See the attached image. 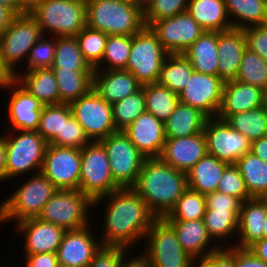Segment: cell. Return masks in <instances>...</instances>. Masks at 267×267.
Instances as JSON below:
<instances>
[{"instance_id":"59","label":"cell","mask_w":267,"mask_h":267,"mask_svg":"<svg viewBox=\"0 0 267 267\" xmlns=\"http://www.w3.org/2000/svg\"><path fill=\"white\" fill-rule=\"evenodd\" d=\"M16 15L6 6L0 4V35L10 25Z\"/></svg>"},{"instance_id":"63","label":"cell","mask_w":267,"mask_h":267,"mask_svg":"<svg viewBox=\"0 0 267 267\" xmlns=\"http://www.w3.org/2000/svg\"><path fill=\"white\" fill-rule=\"evenodd\" d=\"M14 79V75L5 67L2 61L1 48H0V87Z\"/></svg>"},{"instance_id":"32","label":"cell","mask_w":267,"mask_h":267,"mask_svg":"<svg viewBox=\"0 0 267 267\" xmlns=\"http://www.w3.org/2000/svg\"><path fill=\"white\" fill-rule=\"evenodd\" d=\"M217 32L205 31L184 53L194 71L218 75Z\"/></svg>"},{"instance_id":"17","label":"cell","mask_w":267,"mask_h":267,"mask_svg":"<svg viewBox=\"0 0 267 267\" xmlns=\"http://www.w3.org/2000/svg\"><path fill=\"white\" fill-rule=\"evenodd\" d=\"M224 81L218 75L193 71L187 85L178 94L179 101L200 109L209 118L217 117Z\"/></svg>"},{"instance_id":"61","label":"cell","mask_w":267,"mask_h":267,"mask_svg":"<svg viewBox=\"0 0 267 267\" xmlns=\"http://www.w3.org/2000/svg\"><path fill=\"white\" fill-rule=\"evenodd\" d=\"M5 165H6V144L5 137H0V181H5Z\"/></svg>"},{"instance_id":"2","label":"cell","mask_w":267,"mask_h":267,"mask_svg":"<svg viewBox=\"0 0 267 267\" xmlns=\"http://www.w3.org/2000/svg\"><path fill=\"white\" fill-rule=\"evenodd\" d=\"M187 188V173L176 170L160 158L144 160L132 187L156 218L167 216Z\"/></svg>"},{"instance_id":"53","label":"cell","mask_w":267,"mask_h":267,"mask_svg":"<svg viewBox=\"0 0 267 267\" xmlns=\"http://www.w3.org/2000/svg\"><path fill=\"white\" fill-rule=\"evenodd\" d=\"M206 209L221 211H240L242 201L239 198L215 191L205 195Z\"/></svg>"},{"instance_id":"11","label":"cell","mask_w":267,"mask_h":267,"mask_svg":"<svg viewBox=\"0 0 267 267\" xmlns=\"http://www.w3.org/2000/svg\"><path fill=\"white\" fill-rule=\"evenodd\" d=\"M43 36L37 21L29 14L16 15L0 35L2 61L15 76L20 63L25 62L32 46Z\"/></svg>"},{"instance_id":"44","label":"cell","mask_w":267,"mask_h":267,"mask_svg":"<svg viewBox=\"0 0 267 267\" xmlns=\"http://www.w3.org/2000/svg\"><path fill=\"white\" fill-rule=\"evenodd\" d=\"M145 111V96L141 87L137 92L112 105L116 130L123 131Z\"/></svg>"},{"instance_id":"14","label":"cell","mask_w":267,"mask_h":267,"mask_svg":"<svg viewBox=\"0 0 267 267\" xmlns=\"http://www.w3.org/2000/svg\"><path fill=\"white\" fill-rule=\"evenodd\" d=\"M203 132L207 153L228 164H235L251 151L252 142L218 117L208 118Z\"/></svg>"},{"instance_id":"24","label":"cell","mask_w":267,"mask_h":267,"mask_svg":"<svg viewBox=\"0 0 267 267\" xmlns=\"http://www.w3.org/2000/svg\"><path fill=\"white\" fill-rule=\"evenodd\" d=\"M141 87L137 78L125 69L94 70L93 89L111 105L137 92Z\"/></svg>"},{"instance_id":"65","label":"cell","mask_w":267,"mask_h":267,"mask_svg":"<svg viewBox=\"0 0 267 267\" xmlns=\"http://www.w3.org/2000/svg\"><path fill=\"white\" fill-rule=\"evenodd\" d=\"M266 112H267V89L263 90V106H262Z\"/></svg>"},{"instance_id":"42","label":"cell","mask_w":267,"mask_h":267,"mask_svg":"<svg viewBox=\"0 0 267 267\" xmlns=\"http://www.w3.org/2000/svg\"><path fill=\"white\" fill-rule=\"evenodd\" d=\"M131 43L132 36H108L101 63L94 70L126 69V65L130 56ZM104 64L105 66H103Z\"/></svg>"},{"instance_id":"8","label":"cell","mask_w":267,"mask_h":267,"mask_svg":"<svg viewBox=\"0 0 267 267\" xmlns=\"http://www.w3.org/2000/svg\"><path fill=\"white\" fill-rule=\"evenodd\" d=\"M118 189L106 149L100 141H90L81 149L79 190L94 201Z\"/></svg>"},{"instance_id":"21","label":"cell","mask_w":267,"mask_h":267,"mask_svg":"<svg viewBox=\"0 0 267 267\" xmlns=\"http://www.w3.org/2000/svg\"><path fill=\"white\" fill-rule=\"evenodd\" d=\"M24 238V255L38 253H56L65 229L50 222L30 218L16 223L14 226ZM24 234V235H23Z\"/></svg>"},{"instance_id":"69","label":"cell","mask_w":267,"mask_h":267,"mask_svg":"<svg viewBox=\"0 0 267 267\" xmlns=\"http://www.w3.org/2000/svg\"><path fill=\"white\" fill-rule=\"evenodd\" d=\"M3 264V266L2 267H7L8 265H6L5 263H2ZM10 267V266H9Z\"/></svg>"},{"instance_id":"43","label":"cell","mask_w":267,"mask_h":267,"mask_svg":"<svg viewBox=\"0 0 267 267\" xmlns=\"http://www.w3.org/2000/svg\"><path fill=\"white\" fill-rule=\"evenodd\" d=\"M72 115L71 107L67 103L43 105L37 132L49 144L61 134L64 120H68Z\"/></svg>"},{"instance_id":"19","label":"cell","mask_w":267,"mask_h":267,"mask_svg":"<svg viewBox=\"0 0 267 267\" xmlns=\"http://www.w3.org/2000/svg\"><path fill=\"white\" fill-rule=\"evenodd\" d=\"M90 225L66 230L56 251L59 264L72 267H88L102 244L93 236Z\"/></svg>"},{"instance_id":"25","label":"cell","mask_w":267,"mask_h":267,"mask_svg":"<svg viewBox=\"0 0 267 267\" xmlns=\"http://www.w3.org/2000/svg\"><path fill=\"white\" fill-rule=\"evenodd\" d=\"M267 215V198H251L242 202L238 218V242L234 246L248 249L263 238V225Z\"/></svg>"},{"instance_id":"7","label":"cell","mask_w":267,"mask_h":267,"mask_svg":"<svg viewBox=\"0 0 267 267\" xmlns=\"http://www.w3.org/2000/svg\"><path fill=\"white\" fill-rule=\"evenodd\" d=\"M145 241L141 255L149 267H195L196 261L183 250L176 232L164 218L153 221Z\"/></svg>"},{"instance_id":"56","label":"cell","mask_w":267,"mask_h":267,"mask_svg":"<svg viewBox=\"0 0 267 267\" xmlns=\"http://www.w3.org/2000/svg\"><path fill=\"white\" fill-rule=\"evenodd\" d=\"M25 267H58L56 253H38L24 255Z\"/></svg>"},{"instance_id":"33","label":"cell","mask_w":267,"mask_h":267,"mask_svg":"<svg viewBox=\"0 0 267 267\" xmlns=\"http://www.w3.org/2000/svg\"><path fill=\"white\" fill-rule=\"evenodd\" d=\"M224 3L232 28L267 23V0H224Z\"/></svg>"},{"instance_id":"4","label":"cell","mask_w":267,"mask_h":267,"mask_svg":"<svg viewBox=\"0 0 267 267\" xmlns=\"http://www.w3.org/2000/svg\"><path fill=\"white\" fill-rule=\"evenodd\" d=\"M0 204V223L37 218L45 203L58 191L41 172L31 175Z\"/></svg>"},{"instance_id":"3","label":"cell","mask_w":267,"mask_h":267,"mask_svg":"<svg viewBox=\"0 0 267 267\" xmlns=\"http://www.w3.org/2000/svg\"><path fill=\"white\" fill-rule=\"evenodd\" d=\"M86 26L108 36H133L145 27L143 6L127 0H86Z\"/></svg>"},{"instance_id":"5","label":"cell","mask_w":267,"mask_h":267,"mask_svg":"<svg viewBox=\"0 0 267 267\" xmlns=\"http://www.w3.org/2000/svg\"><path fill=\"white\" fill-rule=\"evenodd\" d=\"M29 14L44 36H76L86 26V0H43Z\"/></svg>"},{"instance_id":"40","label":"cell","mask_w":267,"mask_h":267,"mask_svg":"<svg viewBox=\"0 0 267 267\" xmlns=\"http://www.w3.org/2000/svg\"><path fill=\"white\" fill-rule=\"evenodd\" d=\"M240 211H221L206 209L203 217L204 225L211 239L223 241L237 235Z\"/></svg>"},{"instance_id":"23","label":"cell","mask_w":267,"mask_h":267,"mask_svg":"<svg viewBox=\"0 0 267 267\" xmlns=\"http://www.w3.org/2000/svg\"><path fill=\"white\" fill-rule=\"evenodd\" d=\"M263 106V89L232 79L224 82L222 101L217 117L226 120L230 115Z\"/></svg>"},{"instance_id":"38","label":"cell","mask_w":267,"mask_h":267,"mask_svg":"<svg viewBox=\"0 0 267 267\" xmlns=\"http://www.w3.org/2000/svg\"><path fill=\"white\" fill-rule=\"evenodd\" d=\"M193 71L191 63L183 54H169L162 64L157 83L179 94L187 85Z\"/></svg>"},{"instance_id":"47","label":"cell","mask_w":267,"mask_h":267,"mask_svg":"<svg viewBox=\"0 0 267 267\" xmlns=\"http://www.w3.org/2000/svg\"><path fill=\"white\" fill-rule=\"evenodd\" d=\"M189 0H146L143 5L145 27L152 22L183 13Z\"/></svg>"},{"instance_id":"48","label":"cell","mask_w":267,"mask_h":267,"mask_svg":"<svg viewBox=\"0 0 267 267\" xmlns=\"http://www.w3.org/2000/svg\"><path fill=\"white\" fill-rule=\"evenodd\" d=\"M47 38V39H46ZM44 37V35L32 46L29 51L26 69L31 71L38 68L52 67L55 55L56 37ZM28 63V64H27Z\"/></svg>"},{"instance_id":"55","label":"cell","mask_w":267,"mask_h":267,"mask_svg":"<svg viewBox=\"0 0 267 267\" xmlns=\"http://www.w3.org/2000/svg\"><path fill=\"white\" fill-rule=\"evenodd\" d=\"M234 267H267V264L257 258L249 249L233 246Z\"/></svg>"},{"instance_id":"45","label":"cell","mask_w":267,"mask_h":267,"mask_svg":"<svg viewBox=\"0 0 267 267\" xmlns=\"http://www.w3.org/2000/svg\"><path fill=\"white\" fill-rule=\"evenodd\" d=\"M236 80L267 89V61L246 48L243 53Z\"/></svg>"},{"instance_id":"57","label":"cell","mask_w":267,"mask_h":267,"mask_svg":"<svg viewBox=\"0 0 267 267\" xmlns=\"http://www.w3.org/2000/svg\"><path fill=\"white\" fill-rule=\"evenodd\" d=\"M251 151L261 160L267 162V135L252 141Z\"/></svg>"},{"instance_id":"31","label":"cell","mask_w":267,"mask_h":267,"mask_svg":"<svg viewBox=\"0 0 267 267\" xmlns=\"http://www.w3.org/2000/svg\"><path fill=\"white\" fill-rule=\"evenodd\" d=\"M228 165L207 153L187 172L188 188L204 195L217 191L220 178Z\"/></svg>"},{"instance_id":"1","label":"cell","mask_w":267,"mask_h":267,"mask_svg":"<svg viewBox=\"0 0 267 267\" xmlns=\"http://www.w3.org/2000/svg\"><path fill=\"white\" fill-rule=\"evenodd\" d=\"M103 202H106V211L102 215L103 236L99 239L102 246L125 247L129 250L130 246L144 241L156 217L132 188H120L102 196L93 201V206H100L99 203Z\"/></svg>"},{"instance_id":"52","label":"cell","mask_w":267,"mask_h":267,"mask_svg":"<svg viewBox=\"0 0 267 267\" xmlns=\"http://www.w3.org/2000/svg\"><path fill=\"white\" fill-rule=\"evenodd\" d=\"M125 247L102 246L94 255L88 267H119V264L127 255Z\"/></svg>"},{"instance_id":"9","label":"cell","mask_w":267,"mask_h":267,"mask_svg":"<svg viewBox=\"0 0 267 267\" xmlns=\"http://www.w3.org/2000/svg\"><path fill=\"white\" fill-rule=\"evenodd\" d=\"M169 53L149 27L132 36L130 56L126 65L143 86L157 83L162 64Z\"/></svg>"},{"instance_id":"54","label":"cell","mask_w":267,"mask_h":267,"mask_svg":"<svg viewBox=\"0 0 267 267\" xmlns=\"http://www.w3.org/2000/svg\"><path fill=\"white\" fill-rule=\"evenodd\" d=\"M195 267H234L233 246L224 247L223 245L216 252L197 260Z\"/></svg>"},{"instance_id":"51","label":"cell","mask_w":267,"mask_h":267,"mask_svg":"<svg viewBox=\"0 0 267 267\" xmlns=\"http://www.w3.org/2000/svg\"><path fill=\"white\" fill-rule=\"evenodd\" d=\"M243 31L247 48L267 61V23L249 26Z\"/></svg>"},{"instance_id":"58","label":"cell","mask_w":267,"mask_h":267,"mask_svg":"<svg viewBox=\"0 0 267 267\" xmlns=\"http://www.w3.org/2000/svg\"><path fill=\"white\" fill-rule=\"evenodd\" d=\"M257 258L267 264V238L256 241L248 248Z\"/></svg>"},{"instance_id":"37","label":"cell","mask_w":267,"mask_h":267,"mask_svg":"<svg viewBox=\"0 0 267 267\" xmlns=\"http://www.w3.org/2000/svg\"><path fill=\"white\" fill-rule=\"evenodd\" d=\"M52 69L72 71H94L85 61L76 36L56 37V47Z\"/></svg>"},{"instance_id":"67","label":"cell","mask_w":267,"mask_h":267,"mask_svg":"<svg viewBox=\"0 0 267 267\" xmlns=\"http://www.w3.org/2000/svg\"><path fill=\"white\" fill-rule=\"evenodd\" d=\"M127 1H130V2H132V3H135V4H140V5H144V0H127Z\"/></svg>"},{"instance_id":"27","label":"cell","mask_w":267,"mask_h":267,"mask_svg":"<svg viewBox=\"0 0 267 267\" xmlns=\"http://www.w3.org/2000/svg\"><path fill=\"white\" fill-rule=\"evenodd\" d=\"M177 234L183 250L195 261L203 259L208 254L216 252L222 246L215 245L209 236L202 220L167 221ZM212 242V243H211ZM214 242V246H213ZM212 244V245H210ZM210 247L208 248V246Z\"/></svg>"},{"instance_id":"64","label":"cell","mask_w":267,"mask_h":267,"mask_svg":"<svg viewBox=\"0 0 267 267\" xmlns=\"http://www.w3.org/2000/svg\"><path fill=\"white\" fill-rule=\"evenodd\" d=\"M0 4L9 8L15 15H19L18 0H0Z\"/></svg>"},{"instance_id":"68","label":"cell","mask_w":267,"mask_h":267,"mask_svg":"<svg viewBox=\"0 0 267 267\" xmlns=\"http://www.w3.org/2000/svg\"><path fill=\"white\" fill-rule=\"evenodd\" d=\"M58 267H72V266H67V265L58 264Z\"/></svg>"},{"instance_id":"36","label":"cell","mask_w":267,"mask_h":267,"mask_svg":"<svg viewBox=\"0 0 267 267\" xmlns=\"http://www.w3.org/2000/svg\"><path fill=\"white\" fill-rule=\"evenodd\" d=\"M145 96V110L163 123L174 112L179 104L178 93L158 83L142 86Z\"/></svg>"},{"instance_id":"62","label":"cell","mask_w":267,"mask_h":267,"mask_svg":"<svg viewBox=\"0 0 267 267\" xmlns=\"http://www.w3.org/2000/svg\"><path fill=\"white\" fill-rule=\"evenodd\" d=\"M43 0H18L19 2V15L30 13L37 5Z\"/></svg>"},{"instance_id":"60","label":"cell","mask_w":267,"mask_h":267,"mask_svg":"<svg viewBox=\"0 0 267 267\" xmlns=\"http://www.w3.org/2000/svg\"><path fill=\"white\" fill-rule=\"evenodd\" d=\"M119 267H149V264L148 261L139 254L138 256L134 255L133 259L125 257L119 264Z\"/></svg>"},{"instance_id":"35","label":"cell","mask_w":267,"mask_h":267,"mask_svg":"<svg viewBox=\"0 0 267 267\" xmlns=\"http://www.w3.org/2000/svg\"><path fill=\"white\" fill-rule=\"evenodd\" d=\"M60 103L70 104L72 101L84 96L93 88L94 71H72L63 69H53Z\"/></svg>"},{"instance_id":"34","label":"cell","mask_w":267,"mask_h":267,"mask_svg":"<svg viewBox=\"0 0 267 267\" xmlns=\"http://www.w3.org/2000/svg\"><path fill=\"white\" fill-rule=\"evenodd\" d=\"M235 166L245 181L250 197L267 198V162L250 151L240 158Z\"/></svg>"},{"instance_id":"13","label":"cell","mask_w":267,"mask_h":267,"mask_svg":"<svg viewBox=\"0 0 267 267\" xmlns=\"http://www.w3.org/2000/svg\"><path fill=\"white\" fill-rule=\"evenodd\" d=\"M69 105L90 141H100L117 132L112 105L103 100L93 88Z\"/></svg>"},{"instance_id":"22","label":"cell","mask_w":267,"mask_h":267,"mask_svg":"<svg viewBox=\"0 0 267 267\" xmlns=\"http://www.w3.org/2000/svg\"><path fill=\"white\" fill-rule=\"evenodd\" d=\"M207 154V142L204 132L189 137L166 138L160 159L187 173Z\"/></svg>"},{"instance_id":"28","label":"cell","mask_w":267,"mask_h":267,"mask_svg":"<svg viewBox=\"0 0 267 267\" xmlns=\"http://www.w3.org/2000/svg\"><path fill=\"white\" fill-rule=\"evenodd\" d=\"M25 73V74H24ZM17 73L14 79L43 105L60 104V94L51 67Z\"/></svg>"},{"instance_id":"16","label":"cell","mask_w":267,"mask_h":267,"mask_svg":"<svg viewBox=\"0 0 267 267\" xmlns=\"http://www.w3.org/2000/svg\"><path fill=\"white\" fill-rule=\"evenodd\" d=\"M81 149L47 145L41 173L58 190H79Z\"/></svg>"},{"instance_id":"10","label":"cell","mask_w":267,"mask_h":267,"mask_svg":"<svg viewBox=\"0 0 267 267\" xmlns=\"http://www.w3.org/2000/svg\"><path fill=\"white\" fill-rule=\"evenodd\" d=\"M93 201L80 190H58L43 206L38 218L60 226L65 230H76L90 224L88 209Z\"/></svg>"},{"instance_id":"6","label":"cell","mask_w":267,"mask_h":267,"mask_svg":"<svg viewBox=\"0 0 267 267\" xmlns=\"http://www.w3.org/2000/svg\"><path fill=\"white\" fill-rule=\"evenodd\" d=\"M9 132L8 135H4L5 181L26 175L28 172L30 174L32 170L35 172L33 174L40 173L48 145L47 141L37 131L12 130Z\"/></svg>"},{"instance_id":"15","label":"cell","mask_w":267,"mask_h":267,"mask_svg":"<svg viewBox=\"0 0 267 267\" xmlns=\"http://www.w3.org/2000/svg\"><path fill=\"white\" fill-rule=\"evenodd\" d=\"M169 54H183L205 30L185 11L148 26Z\"/></svg>"},{"instance_id":"50","label":"cell","mask_w":267,"mask_h":267,"mask_svg":"<svg viewBox=\"0 0 267 267\" xmlns=\"http://www.w3.org/2000/svg\"><path fill=\"white\" fill-rule=\"evenodd\" d=\"M218 192L239 198L242 202L251 199L245 181L235 164H229L220 178Z\"/></svg>"},{"instance_id":"46","label":"cell","mask_w":267,"mask_h":267,"mask_svg":"<svg viewBox=\"0 0 267 267\" xmlns=\"http://www.w3.org/2000/svg\"><path fill=\"white\" fill-rule=\"evenodd\" d=\"M80 51L83 58L95 69L103 58L108 35L100 30L85 26L77 35Z\"/></svg>"},{"instance_id":"29","label":"cell","mask_w":267,"mask_h":267,"mask_svg":"<svg viewBox=\"0 0 267 267\" xmlns=\"http://www.w3.org/2000/svg\"><path fill=\"white\" fill-rule=\"evenodd\" d=\"M208 116L200 109L179 102L164 122L166 138L189 137L204 131Z\"/></svg>"},{"instance_id":"30","label":"cell","mask_w":267,"mask_h":267,"mask_svg":"<svg viewBox=\"0 0 267 267\" xmlns=\"http://www.w3.org/2000/svg\"><path fill=\"white\" fill-rule=\"evenodd\" d=\"M186 11L205 31L232 29L224 0H189Z\"/></svg>"},{"instance_id":"26","label":"cell","mask_w":267,"mask_h":267,"mask_svg":"<svg viewBox=\"0 0 267 267\" xmlns=\"http://www.w3.org/2000/svg\"><path fill=\"white\" fill-rule=\"evenodd\" d=\"M218 76L225 82L236 79L245 52L246 38L243 29L232 28L217 32Z\"/></svg>"},{"instance_id":"20","label":"cell","mask_w":267,"mask_h":267,"mask_svg":"<svg viewBox=\"0 0 267 267\" xmlns=\"http://www.w3.org/2000/svg\"><path fill=\"white\" fill-rule=\"evenodd\" d=\"M123 131L145 158L160 157L166 140L165 128L154 115L145 111Z\"/></svg>"},{"instance_id":"49","label":"cell","mask_w":267,"mask_h":267,"mask_svg":"<svg viewBox=\"0 0 267 267\" xmlns=\"http://www.w3.org/2000/svg\"><path fill=\"white\" fill-rule=\"evenodd\" d=\"M89 142L83 127L72 115L68 120H64L61 134H58L49 144L57 147L82 149Z\"/></svg>"},{"instance_id":"39","label":"cell","mask_w":267,"mask_h":267,"mask_svg":"<svg viewBox=\"0 0 267 267\" xmlns=\"http://www.w3.org/2000/svg\"><path fill=\"white\" fill-rule=\"evenodd\" d=\"M225 121L251 142L267 135V112L263 107L232 114Z\"/></svg>"},{"instance_id":"12","label":"cell","mask_w":267,"mask_h":267,"mask_svg":"<svg viewBox=\"0 0 267 267\" xmlns=\"http://www.w3.org/2000/svg\"><path fill=\"white\" fill-rule=\"evenodd\" d=\"M106 149L111 174L120 188H132L137 182L145 156L124 131H117L100 140Z\"/></svg>"},{"instance_id":"18","label":"cell","mask_w":267,"mask_h":267,"mask_svg":"<svg viewBox=\"0 0 267 267\" xmlns=\"http://www.w3.org/2000/svg\"><path fill=\"white\" fill-rule=\"evenodd\" d=\"M10 88V89H9ZM0 89H9L8 120L10 130L37 131L43 104L23 88L15 79ZM12 89V90H11Z\"/></svg>"},{"instance_id":"41","label":"cell","mask_w":267,"mask_h":267,"mask_svg":"<svg viewBox=\"0 0 267 267\" xmlns=\"http://www.w3.org/2000/svg\"><path fill=\"white\" fill-rule=\"evenodd\" d=\"M205 213V195L187 188L164 219L166 221L202 220Z\"/></svg>"},{"instance_id":"66","label":"cell","mask_w":267,"mask_h":267,"mask_svg":"<svg viewBox=\"0 0 267 267\" xmlns=\"http://www.w3.org/2000/svg\"><path fill=\"white\" fill-rule=\"evenodd\" d=\"M263 227V238H267V215Z\"/></svg>"}]
</instances>
